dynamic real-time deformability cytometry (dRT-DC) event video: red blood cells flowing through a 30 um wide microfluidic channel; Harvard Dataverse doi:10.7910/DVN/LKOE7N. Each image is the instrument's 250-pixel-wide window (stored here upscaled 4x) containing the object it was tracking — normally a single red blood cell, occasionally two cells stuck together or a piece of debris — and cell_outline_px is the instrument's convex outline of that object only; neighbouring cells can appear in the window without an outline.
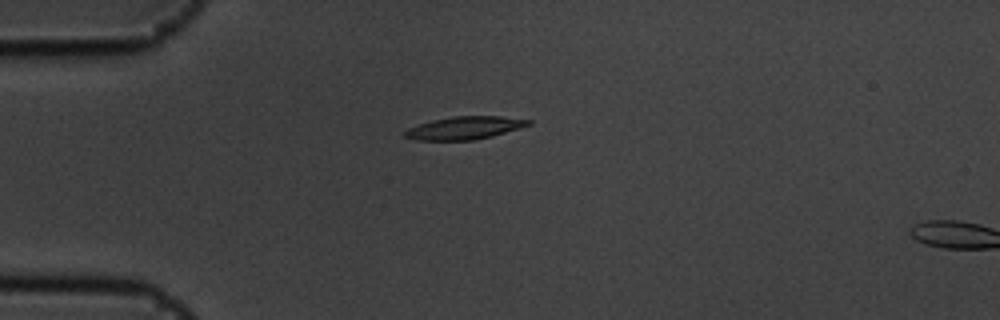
{"species": "common noctule bat (a hibernating species)", "species_latin": "Nyctalus noctula", "temperature_condition": "cold", "stored_images_in_passage": 3, "camera_frame_rate_fps": 3000, "um_per_image_px": 0.085, "animal": {"sex": "male", "body_mass_g": 19.5, "forearm_length_mm": 54.6}, "frame": {"image": 1, "passage_image": 1, "time_ms": 0.0, "image_size_px": [1000, 320], "cell_outline_px": [[532, 124], [520, 128], [492, 136], [472, 140], [416, 140], [404, 136], [404, 132], [408, 128], [432, 120], [452, 116], [500, 116], [532, 120]], "centroid_in_image_um": [39.51, 10.87], "position_along_channel_um": 45.5, "area_um2": 16.36}}